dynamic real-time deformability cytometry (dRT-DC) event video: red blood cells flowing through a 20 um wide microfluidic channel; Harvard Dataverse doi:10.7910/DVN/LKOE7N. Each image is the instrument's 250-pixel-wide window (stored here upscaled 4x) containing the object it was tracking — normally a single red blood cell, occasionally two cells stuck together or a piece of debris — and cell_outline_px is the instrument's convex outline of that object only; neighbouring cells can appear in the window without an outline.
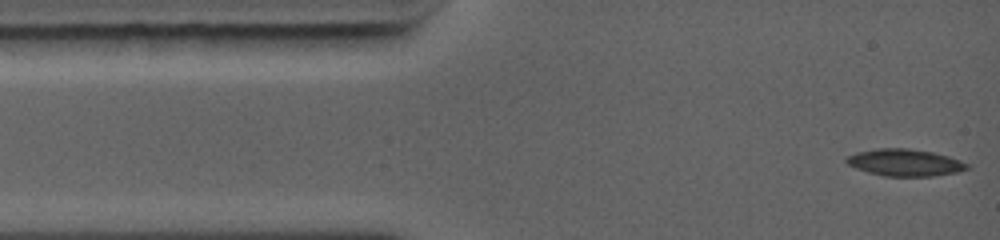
{"species": "common noctule bat (a hibernating species)", "species_latin": "Nyctalus noctula", "temperature_condition": "warm", "stored_images_in_passage": 4, "camera_frame_rate_fps": 5000, "um_per_image_px": 0.085, "animal": {"sex": "female", "body_mass_g": 19.0, "forearm_length_mm": 56.7}, "frame": {"image": 1, "passage_image": 1, "time_ms": 0.0, "image_size_px": [1000, 240], "cell_outline_px": [[968, 168], [956, 172], [932, 176], [884, 176], [868, 172], [856, 168], [848, 164], [844, 160], [848, 156], [856, 152], [876, 148], [908, 148], [932, 152], [948, 156], [960, 160], [968, 164]], "centroid_in_image_um": [76.88, 13.81], "position_along_channel_um": 8.1, "area_um2": 18.84}}
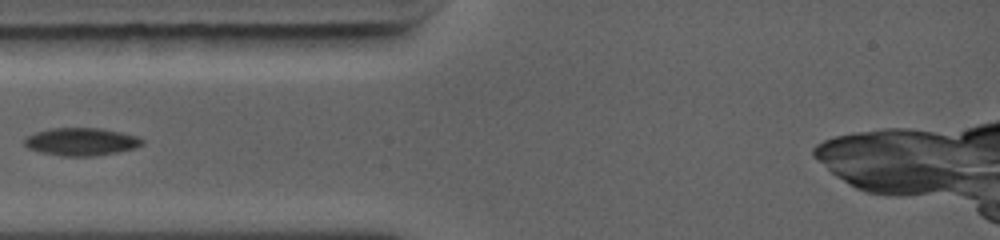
{"frame": {"image": 2, "passage_image": 4, "time_ms": 3.0, "image_size_px": [1000, 240], "cell_outline_px": [[144, 144], [136, 148], [96, 156], [60, 156], [40, 152], [28, 148], [24, 144], [24, 140], [28, 136], [36, 132], [48, 128], [100, 128], [120, 132], [136, 136], [144, 140]], "centroid_in_image_um": [6.9, 12.05], "position_along_channel_um": 78.1, "area_um2": 19.07}}